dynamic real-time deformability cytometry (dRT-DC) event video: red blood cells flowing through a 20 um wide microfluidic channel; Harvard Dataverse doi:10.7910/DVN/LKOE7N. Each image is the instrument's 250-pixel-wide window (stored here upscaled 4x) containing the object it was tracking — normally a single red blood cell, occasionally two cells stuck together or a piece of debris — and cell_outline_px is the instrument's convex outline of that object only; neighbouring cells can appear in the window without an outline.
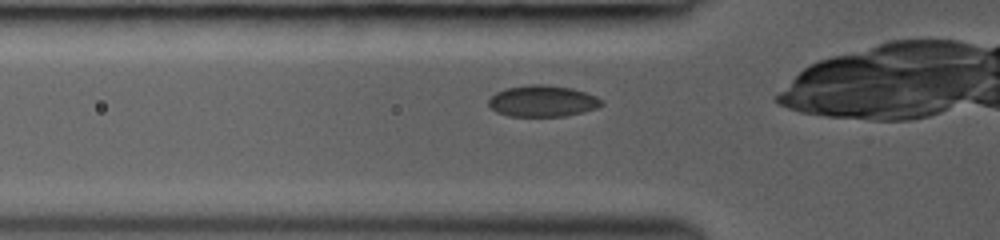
{"species": "common noctule bat (a hibernating species)", "species_latin": "Nyctalus noctula", "temperature_condition": "room temperature", "stored_images_in_passage": 27, "camera_frame_rate_fps": 3000, "um_per_image_px": 0.085, "animal": {"sex": "female", "body_mass_g": 19.0, "forearm_length_mm": 53.3}, "frame": {"image": 1, "passage_image": 3, "time_ms": 0.667, "image_size_px": [1000, 240], "cell_outline_px": [[604, 104], [596, 108], [564, 116], [508, 116], [496, 112], [488, 108], [488, 100], [496, 92], [508, 88], [532, 84], [548, 84], [572, 88], [596, 96], [604, 100]], "centroid_in_image_um": [46.1, 8.59], "position_along_channel_um": 79.7, "area_um2": 20.69}}
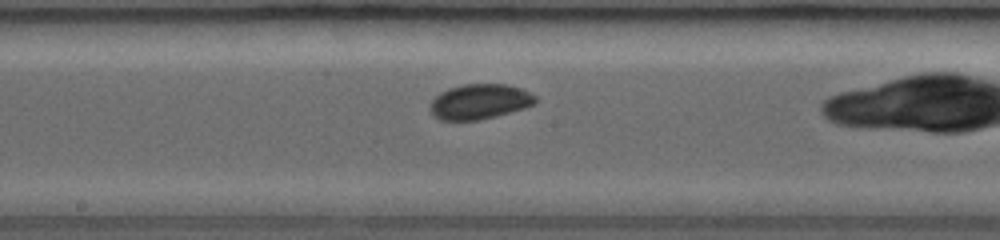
{"frame": {"image": 2, "passage_image": 12, "time_ms": 3.667, "image_size_px": [1000, 240], "cell_outline_px": [[536, 104], [524, 108], [496, 116], [480, 120], [440, 120], [428, 108], [432, 100], [440, 92], [448, 88], [464, 84], [508, 84], [520, 88], [536, 96]], "centroid_in_image_um": [40.77, 8.63], "position_along_channel_um": 207.4, "area_um2": 21.56}}
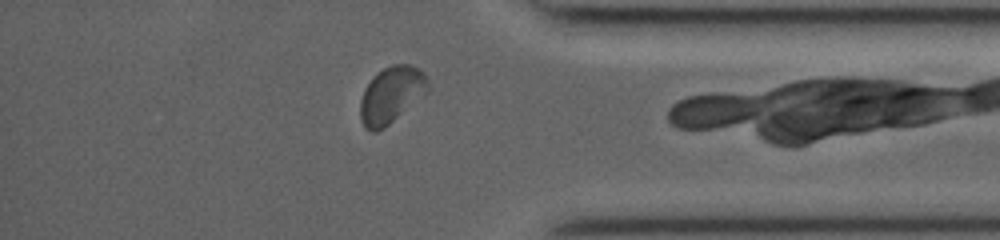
{"frame": {"image": 3, "passage_image": 26, "time_ms": 8.333, "image_size_px": [1000, 240], "cell_outline_px": [[428, 92], [384, 128], [376, 132], [372, 132], [364, 128], [360, 116], [360, 100], [364, 88], [372, 76], [376, 72], [392, 64], [408, 64], [420, 68], [424, 72], [428, 80]], "centroid_in_image_um": [33.25, 8.05], "position_along_channel_um": 402.0, "area_um2": 22.54}}